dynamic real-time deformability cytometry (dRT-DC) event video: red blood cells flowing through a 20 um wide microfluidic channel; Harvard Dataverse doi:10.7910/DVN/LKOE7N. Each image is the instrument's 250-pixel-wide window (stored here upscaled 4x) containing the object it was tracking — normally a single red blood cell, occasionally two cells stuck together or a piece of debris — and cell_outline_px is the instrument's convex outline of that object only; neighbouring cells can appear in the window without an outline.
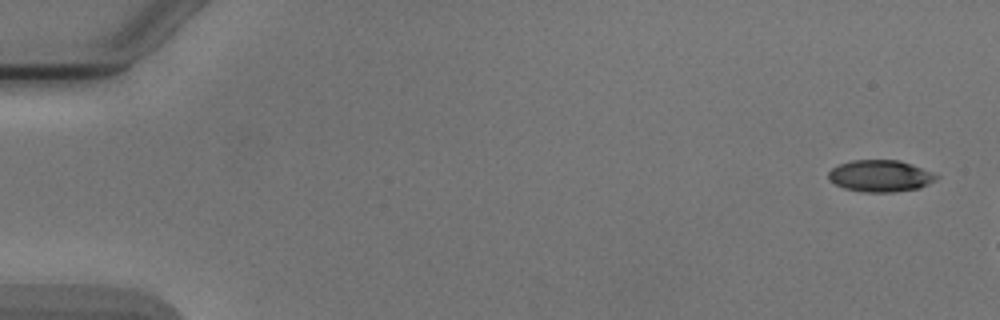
{"species": "Egyptian fruit bat (a non-hibernating species)", "species_latin": "Rousettus aegyptiacus", "temperature_condition": "cold", "stored_images_in_passage": 7, "camera_frame_rate_fps": 3000, "um_per_image_px": 0.085, "animal": {"sex": "male"}, "frame": {"image": 1, "passage_image": 1, "time_ms": 0.0, "image_size_px": [1000, 320], "cell_outline_px": [[940, 176], [936, 180], [920, 188], [892, 192], [864, 192], [844, 188], [828, 180], [828, 172], [832, 168], [840, 164], [852, 160], [900, 160], [912, 164], [932, 172]], "centroid_in_image_um": [74.83, 14.95], "position_along_channel_um": 10.2, "area_um2": 20.0}}
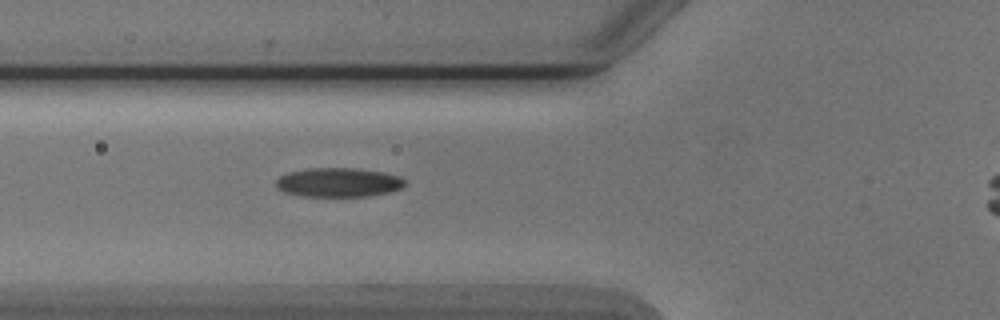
{"frame": {"image": 2, "passage_image": 6, "time_ms": 6.0, "image_size_px": [1000, 320], "cell_outline_px": [[404, 184], [400, 188], [388, 192], [368, 196], [300, 196], [284, 192], [276, 188], [276, 180], [280, 176], [288, 172], [308, 168], [356, 168], [384, 172], [400, 176], [404, 180]], "centroid_in_image_um": [28.73, 15.5], "position_along_channel_um": 97.1, "area_um2": 21.91}}